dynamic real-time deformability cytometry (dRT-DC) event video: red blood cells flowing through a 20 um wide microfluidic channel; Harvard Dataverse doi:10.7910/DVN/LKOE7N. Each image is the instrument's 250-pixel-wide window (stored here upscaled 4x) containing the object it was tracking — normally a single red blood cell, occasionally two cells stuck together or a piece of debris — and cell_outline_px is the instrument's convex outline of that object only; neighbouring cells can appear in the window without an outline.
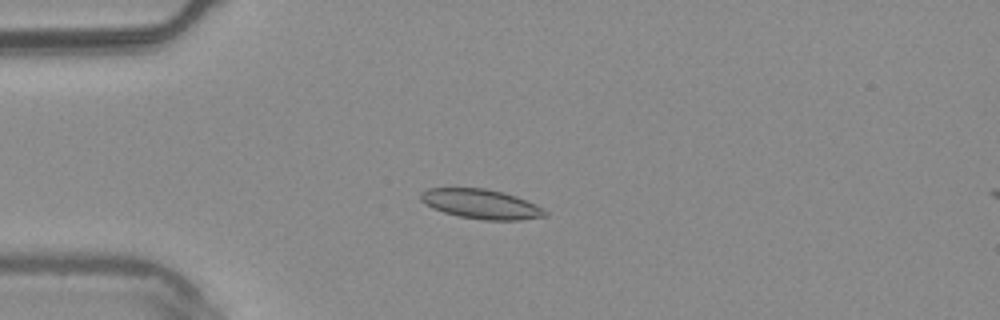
{"species": "common noctule bat (a hibernating species)", "species_latin": "Nyctalus noctula", "temperature_condition": "warm", "stored_images_in_passage": 5, "camera_frame_rate_fps": 3000, "um_per_image_px": 0.085, "animal": {"sex": "male", "body_mass_g": 20.4}, "frame": {"image": 1, "passage_image": 4, "time_ms": 1.0, "image_size_px": [1000, 320], "cell_outline_px": [[548, 216], [520, 220], [484, 220], [460, 216], [444, 212], [432, 208], [420, 200], [420, 192], [428, 188], [484, 188], [504, 192], [516, 196], [536, 204], [544, 208], [548, 212]], "centroid_in_image_um": [40.92, 17.34], "position_along_channel_um": 44.1, "area_um2": 21.56}}